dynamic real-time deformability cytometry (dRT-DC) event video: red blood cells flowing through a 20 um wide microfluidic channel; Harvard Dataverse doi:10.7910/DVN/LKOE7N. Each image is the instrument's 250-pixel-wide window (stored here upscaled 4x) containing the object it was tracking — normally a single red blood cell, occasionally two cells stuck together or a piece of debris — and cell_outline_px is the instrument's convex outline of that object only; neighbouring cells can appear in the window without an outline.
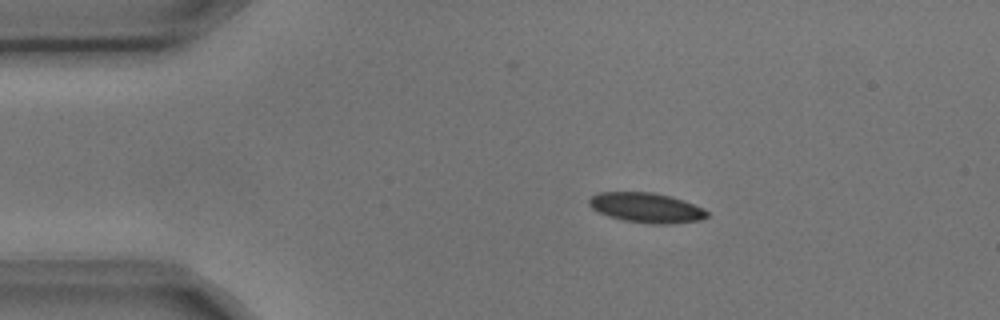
{"species": "common noctule bat (a hibernating species)", "species_latin": "Nyctalus noctula", "temperature_condition": "cold", "stored_images_in_passage": 3, "camera_frame_rate_fps": 3000, "um_per_image_px": 0.085, "animal": {"sex": "male", "body_mass_g": 17.9, "forearm_length_mm": 54.2}, "frame": {"image": 1, "passage_image": 2, "time_ms": 0.333, "image_size_px": [1000, 320], "cell_outline_px": [[708, 216], [700, 220], [672, 224], [652, 224], [624, 220], [608, 216], [592, 208], [588, 204], [588, 200], [592, 196], [600, 192], [652, 192], [684, 200], [708, 212]], "centroid_in_image_um": [54.92, 17.66], "position_along_channel_um": 30.1, "area_um2": 20.35}}